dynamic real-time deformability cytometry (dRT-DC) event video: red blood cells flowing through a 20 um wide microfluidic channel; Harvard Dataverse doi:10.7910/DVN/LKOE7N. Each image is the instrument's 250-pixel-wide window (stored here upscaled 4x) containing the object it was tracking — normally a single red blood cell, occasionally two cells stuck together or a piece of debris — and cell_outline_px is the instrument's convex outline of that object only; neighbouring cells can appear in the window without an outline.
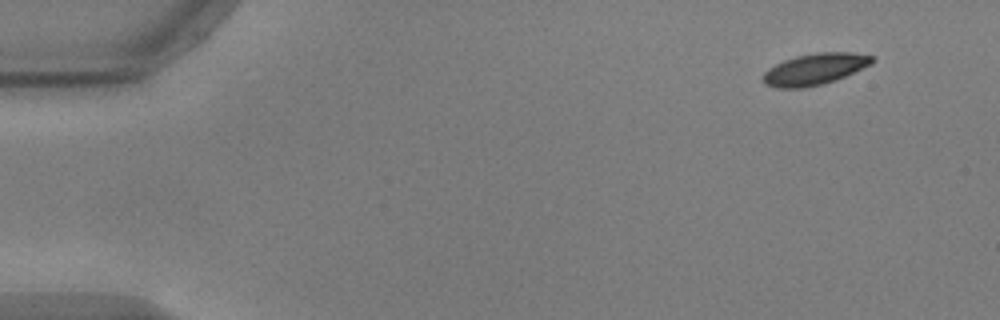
{"species": "common noctule bat (a hibernating species)", "species_latin": "Nyctalus noctula", "temperature_condition": "warm", "stored_images_in_passage": 8, "camera_frame_rate_fps": 3000, "um_per_image_px": 0.085, "animal": {"sex": "male", "body_mass_g": 17.9, "forearm_length_mm": 54.2}, "frame": {"image": 1, "passage_image": 1, "time_ms": 0.0, "image_size_px": [1000, 320], "cell_outline_px": [[876, 60], [872, 64], [836, 80], [824, 84], [804, 88], [776, 88], [764, 84], [760, 80], [764, 72], [768, 68], [784, 60], [796, 56], [816, 52], [852, 52], [876, 56]], "centroid_in_image_um": [69.26, 5.88], "position_along_channel_um": 15.7, "area_um2": 20.35}}